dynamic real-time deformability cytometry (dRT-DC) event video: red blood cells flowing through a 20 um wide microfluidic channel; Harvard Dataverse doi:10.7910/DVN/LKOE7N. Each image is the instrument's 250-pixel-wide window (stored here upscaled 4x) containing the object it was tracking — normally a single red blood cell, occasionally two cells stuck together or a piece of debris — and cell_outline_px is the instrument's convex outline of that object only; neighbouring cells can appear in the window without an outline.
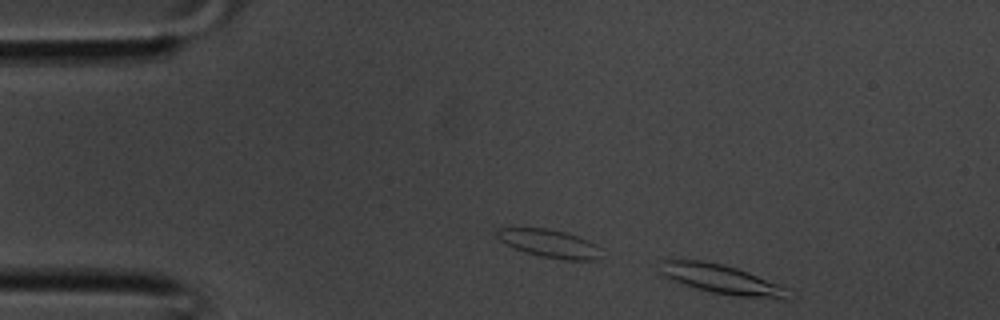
{"species": "common noctule bat (a hibernating species)", "species_latin": "Nyctalus noctula", "temperature_condition": "room temperature", "stored_images_in_passage": 2, "segment_of_instrument_passage": [2, 2], "camera_frame_rate_fps": 3000, "um_per_image_px": 0.085, "animal": {"sex": "male", "body_mass_g": 20.1, "forearm_length_mm": 53.5}, "frame": {"image": 1, "passage_image": 2, "time_ms": 0.333, "image_size_px": [1000, 320], "cell_outline_px": [[792, 300], [784, 300], [736, 296], [712, 292], [684, 284], [660, 272], [660, 260], [700, 260], [724, 264], [748, 272], [780, 284], [788, 288]], "centroid_in_image_um": [61.47, 23.76], "position_along_channel_um": 23.5, "area_um2": 21.79}}